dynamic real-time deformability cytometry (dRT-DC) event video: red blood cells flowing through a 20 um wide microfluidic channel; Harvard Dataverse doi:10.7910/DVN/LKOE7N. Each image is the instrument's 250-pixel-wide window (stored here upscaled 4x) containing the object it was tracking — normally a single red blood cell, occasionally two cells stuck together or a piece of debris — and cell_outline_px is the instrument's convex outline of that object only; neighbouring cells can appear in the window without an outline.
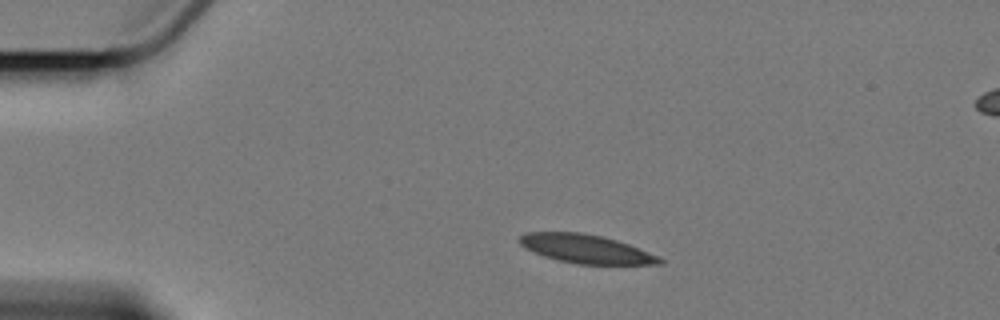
{"species": "Egyptian fruit bat (a non-hibernating species)", "species_latin": "Rousettus aegyptiacus", "temperature_condition": "cold", "stored_images_in_passage": 5, "camera_frame_rate_fps": 3000, "um_per_image_px": 0.085, "animal": {"sex": "female"}, "frame": {"image": 1, "passage_image": 2, "time_ms": 1.333, "image_size_px": [1000, 320], "cell_outline_px": [[664, 264], [576, 264], [544, 256], [524, 248], [516, 240], [520, 236], [528, 232], [580, 232], [600, 236], [616, 240], [628, 244], [660, 256], [664, 260]], "centroid_in_image_um": [49.8, 21.15], "position_along_channel_um": 35.2, "area_um2": 23.35}}
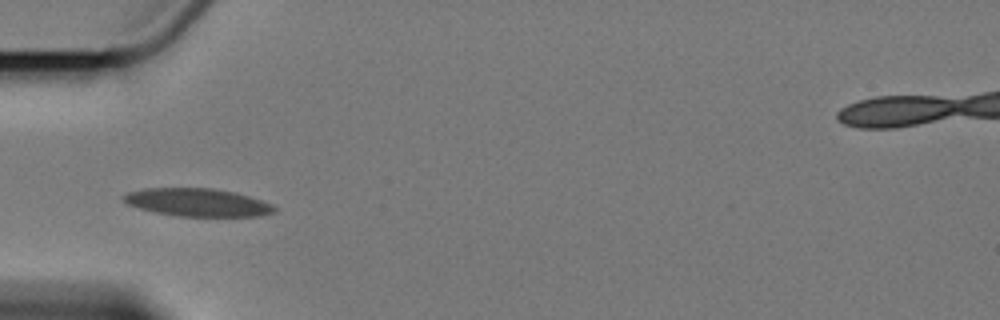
{"frame": {"image": 2, "passage_image": 4, "time_ms": 3.667, "image_size_px": [1000, 320], "cell_outline_px": [[276, 212], [260, 216], [176, 216], [156, 212], [140, 208], [128, 204], [120, 200], [120, 196], [128, 192], [144, 188], [212, 188], [236, 192], [272, 204], [276, 208]], "centroid_in_image_um": [16.76, 17.2], "position_along_channel_um": 68.2, "area_um2": 24.62}}
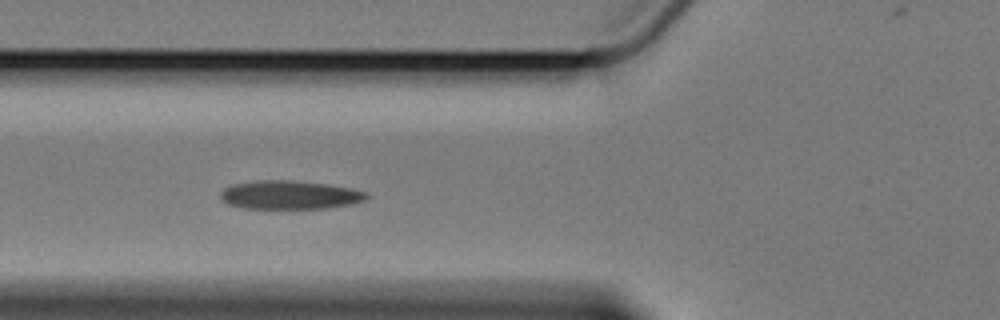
{"frame": {"image": 3, "passage_image": 5, "time_ms": 4.667, "image_size_px": [1000, 320], "cell_outline_px": [[368, 196], [364, 200], [352, 204], [328, 208], [244, 208], [228, 204], [220, 196], [220, 192], [224, 188], [232, 184], [260, 180], [288, 180], [328, 184], [352, 188], [368, 192]], "centroid_in_image_um": [24.65, 16.56], "position_along_channel_um": 101.2, "area_um2": 24.28}}